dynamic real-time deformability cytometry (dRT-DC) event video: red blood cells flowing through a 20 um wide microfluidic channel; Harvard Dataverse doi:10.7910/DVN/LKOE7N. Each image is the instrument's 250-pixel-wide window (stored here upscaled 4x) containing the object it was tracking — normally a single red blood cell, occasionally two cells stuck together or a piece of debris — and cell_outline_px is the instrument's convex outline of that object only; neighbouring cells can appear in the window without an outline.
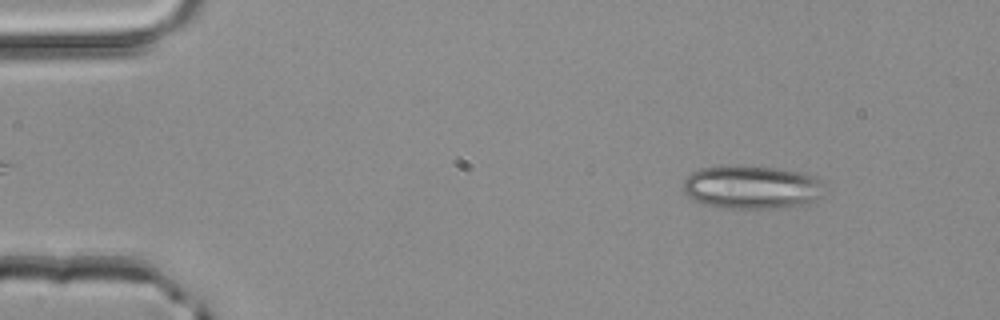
{"species": "common noctule bat (a hibernating species)", "species_latin": "Nyctalus noctula", "temperature_condition": "room temperature", "stored_images_in_passage": 49, "camera_frame_rate_fps": 3000, "um_per_image_px": 0.085, "animal": {"sex": "male", "body_mass_g": 20.4}, "frame": {"image": 1, "passage_image": 6, "time_ms": 1.667, "image_size_px": [1000, 320], "cell_outline_px": [[824, 184], [820, 196], [816, 200], [804, 204], [776, 208], [728, 208], [704, 204], [692, 200], [684, 192], [684, 180], [692, 172], [700, 168], [728, 164], [744, 164], [776, 168], [800, 172], [816, 176]], "centroid_in_image_um": [63.87, 15.88], "position_along_channel_um": 21.1, "area_um2": 36.18}}
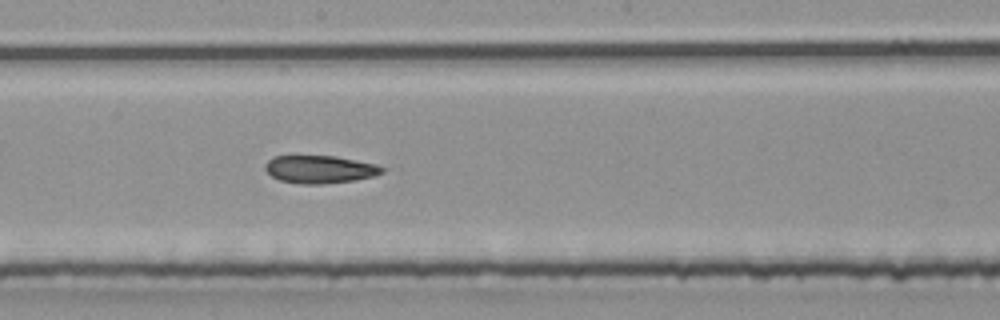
{"frame": {"image": 2, "passage_image": 27, "time_ms": 8.667, "image_size_px": [1000, 320], "cell_outline_px": [[388, 168], [384, 172], [372, 176], [356, 180], [320, 184], [296, 184], [280, 180], [272, 176], [264, 168], [264, 164], [272, 156], [292, 152], [296, 152], [336, 156], [376, 164]], "centroid_in_image_um": [27.11, 14.33], "position_along_channel_um": 221.1, "area_um2": 20.06}}
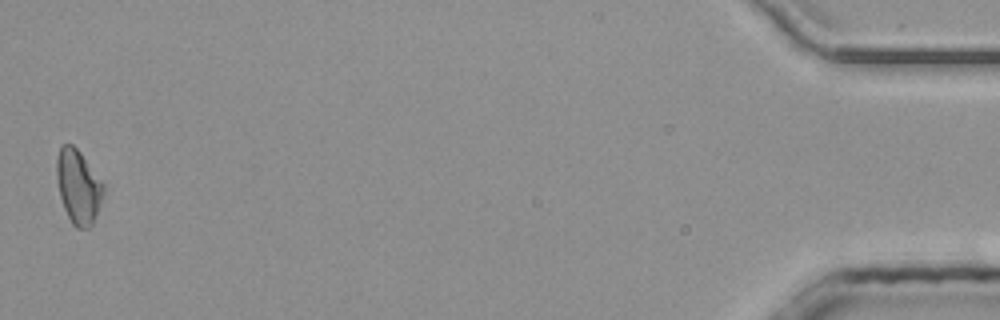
{"frame": {"image": 3, "passage_image": 49, "time_ms": 16.0, "image_size_px": [1000, 320], "cell_outline_px": [[104, 196], [96, 216], [92, 224], [88, 228], [76, 228], [72, 224], [64, 208], [60, 196], [56, 176], [56, 160], [60, 148], [64, 144], [72, 144], [80, 152], [104, 184]], "centroid_in_image_um": [6.66, 15.88], "position_along_channel_um": 428.5, "area_um2": 20.11}, "authors_computed_cell_mechanics": {"area_um2": 20.0566, "velocity_mm_per_s": 4.1887, "shape_relaxation_time_tau1_ms": null, "shape_relaxation_time_tau2_ms": 3.6804, "deformation_change_tau1": null, "deformation_change_tau2": 0.1113}}